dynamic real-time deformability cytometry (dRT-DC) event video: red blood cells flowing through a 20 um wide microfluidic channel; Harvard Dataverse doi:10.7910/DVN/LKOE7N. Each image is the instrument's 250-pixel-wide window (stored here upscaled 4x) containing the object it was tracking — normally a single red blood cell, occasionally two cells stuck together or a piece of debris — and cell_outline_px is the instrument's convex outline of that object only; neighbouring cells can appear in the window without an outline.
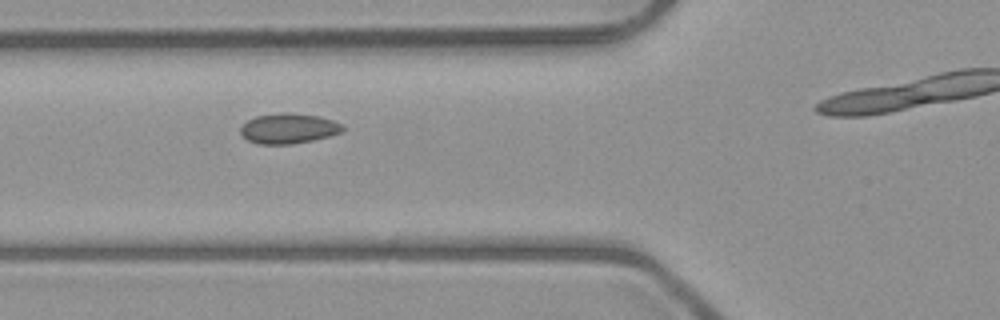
{"species": "common noctule bat (a hibernating species)", "species_latin": "Nyctalus noctula", "temperature_condition": "room temperature", "stored_images_in_passage": 4, "camera_frame_rate_fps": 3000, "um_per_image_px": 0.085, "animal": {"sex": "male", "body_mass_g": 23.1, "forearm_length_mm": 52.7}, "frame": {"image": 1, "passage_image": 2, "time_ms": 1.0, "image_size_px": [1000, 320], "cell_outline_px": [[344, 128], [340, 132], [328, 136], [312, 140], [292, 144], [260, 144], [248, 140], [240, 132], [240, 128], [248, 120], [256, 116], [320, 116], [344, 124]], "centroid_in_image_um": [24.54, 10.98], "position_along_channel_um": 101.3, "area_um2": 16.88}}
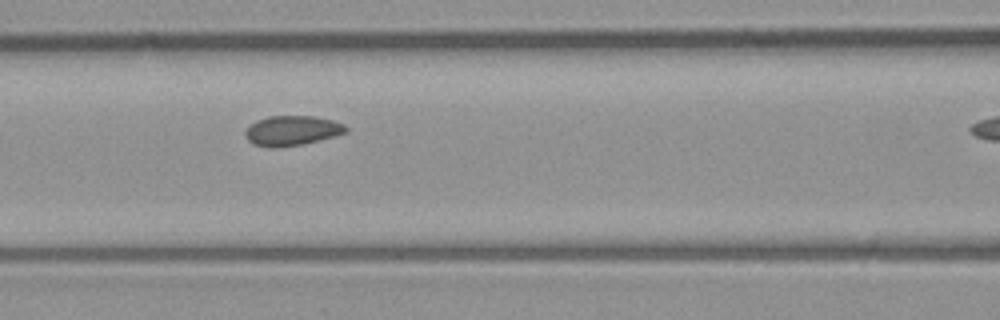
{"frame": {"image": 2, "passage_image": 3, "time_ms": 2.0, "image_size_px": [1000, 320], "cell_outline_px": [[348, 132], [304, 144], [272, 148], [252, 144], [244, 136], [244, 132], [256, 120], [268, 116], [316, 116], [332, 120], [344, 124], [348, 128]], "centroid_in_image_um": [24.81, 11.1], "position_along_channel_um": 141.8, "area_um2": 17.57}}